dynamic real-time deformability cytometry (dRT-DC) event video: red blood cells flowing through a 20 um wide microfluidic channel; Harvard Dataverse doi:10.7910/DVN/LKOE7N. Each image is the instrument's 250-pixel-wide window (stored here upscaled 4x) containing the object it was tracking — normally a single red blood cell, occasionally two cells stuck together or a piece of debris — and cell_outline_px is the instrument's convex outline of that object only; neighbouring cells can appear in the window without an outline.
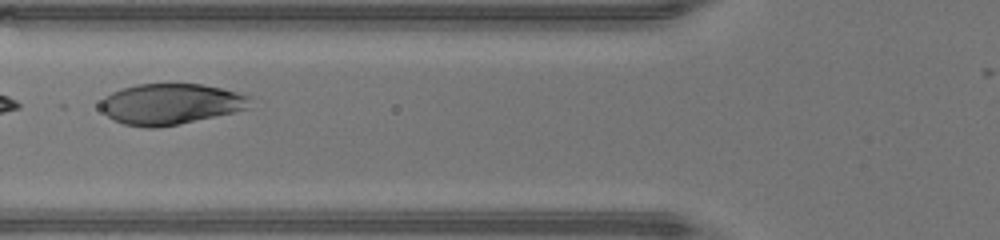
{"species": "human", "species_latin": "Homo sapiens", "temperature_condition": "warm", "stored_images_in_passage": 23, "segment_of_instrument_passage": [2, 2], "camera_frame_rate_fps": 3000, "um_per_image_px": 0.085, "donor": {"sex": "male"}, "frame": {"image": 1, "passage_image": 11, "time_ms": 3.333, "image_size_px": [1000, 240], "cell_outline_px": [[252, 96], [248, 108], [236, 112], [180, 124], [156, 128], [144, 128], [124, 124], [108, 116], [100, 108], [100, 104], [104, 96], [120, 88], [136, 84], [200, 84], [220, 88]], "centroid_in_image_um": [14.5, 8.85], "position_along_channel_um": 111.3, "area_um2": 35.72}}
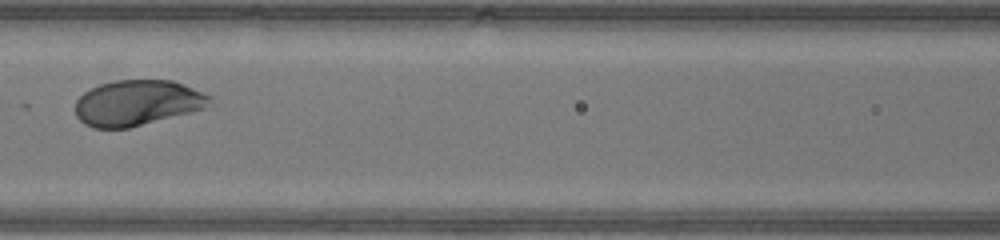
{"frame": {"image": 2, "passage_image": 14, "time_ms": 4.333, "image_size_px": [1000, 240], "cell_outline_px": [[212, 96], [204, 108], [192, 112], [128, 128], [92, 128], [84, 124], [76, 116], [76, 100], [84, 92], [100, 84], [116, 80], [172, 80]], "centroid_in_image_um": [11.64, 8.75], "position_along_channel_um": 155.0, "area_um2": 35.43}}